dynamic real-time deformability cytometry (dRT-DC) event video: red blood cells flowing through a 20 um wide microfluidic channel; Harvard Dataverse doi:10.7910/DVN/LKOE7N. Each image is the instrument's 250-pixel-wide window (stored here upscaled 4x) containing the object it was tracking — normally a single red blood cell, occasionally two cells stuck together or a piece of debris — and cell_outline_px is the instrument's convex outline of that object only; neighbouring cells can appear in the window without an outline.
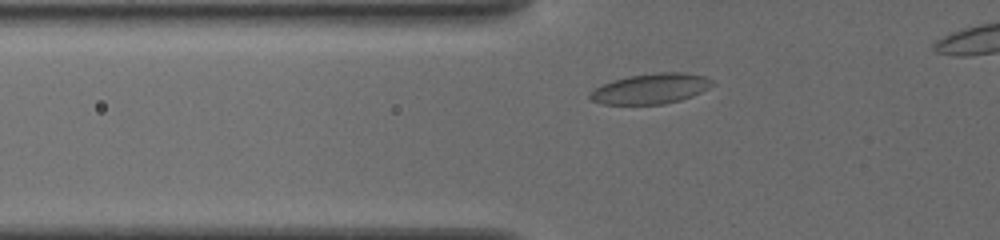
{"species": "common noctule bat (a hibernating species)", "species_latin": "Nyctalus noctula", "temperature_condition": "cold", "stored_images_in_passage": 32, "camera_frame_rate_fps": 3000, "um_per_image_px": 0.085, "animal": {"sex": "female", "body_mass_g": 19.5, "forearm_length_mm": 54.1}, "frame": {"image": 1, "passage_image": 2, "time_ms": 0.333, "image_size_px": [1000, 240], "cell_outline_px": [[716, 84], [692, 96], [680, 100], [664, 104], [604, 104], [592, 100], [588, 96], [588, 92], [612, 80], [628, 76], [656, 72], [684, 72], [704, 76], [712, 80]], "centroid_in_image_um": [55.32, 7.53], "position_along_channel_um": 70.5, "area_um2": 21.62}}
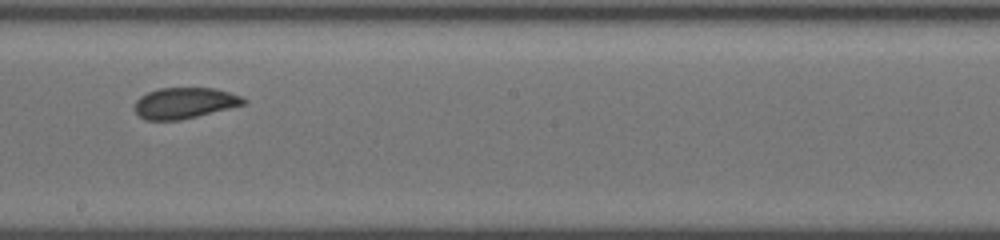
{"frame": {"image": 2, "passage_image": 15, "time_ms": 4.667, "image_size_px": [1000, 240], "cell_outline_px": [[248, 100], [244, 104], [180, 120], [144, 120], [132, 108], [136, 100], [140, 96], [148, 92], [160, 88], [216, 88], [244, 96]], "centroid_in_image_um": [15.67, 8.75], "position_along_channel_um": 232.5, "area_um2": 19.71}}
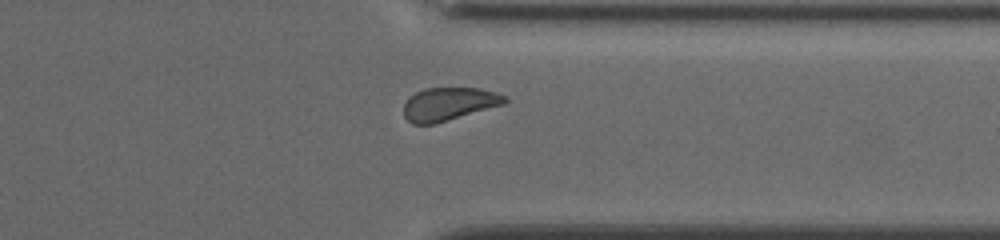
{"frame": {"image": 3, "passage_image": 26, "time_ms": 8.333, "image_size_px": [1000, 240], "cell_outline_px": [[508, 100], [504, 104], [436, 124], [412, 124], [404, 116], [404, 104], [408, 96], [424, 88], [480, 88], [496, 92], [508, 96]], "centroid_in_image_um": [38.16, 8.83], "position_along_channel_um": 373.2, "area_um2": 19.71}}